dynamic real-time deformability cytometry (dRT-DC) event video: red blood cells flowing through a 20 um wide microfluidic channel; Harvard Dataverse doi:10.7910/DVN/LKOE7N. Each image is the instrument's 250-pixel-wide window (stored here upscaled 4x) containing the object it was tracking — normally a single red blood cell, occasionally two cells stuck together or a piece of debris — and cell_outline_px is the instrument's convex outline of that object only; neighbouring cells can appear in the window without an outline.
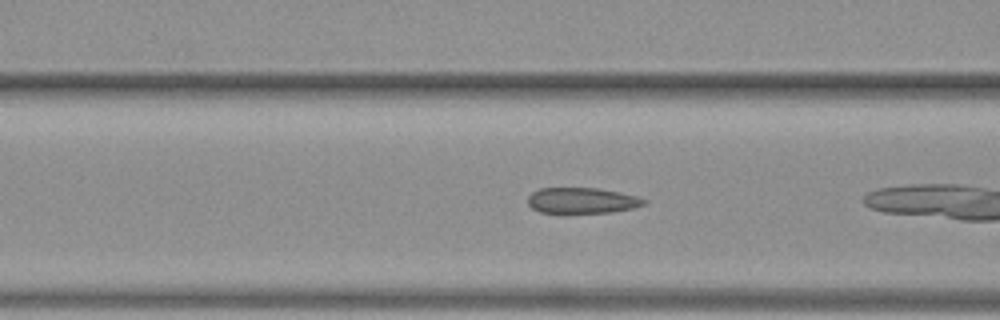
{"species": "common noctule bat (a hibernating species)", "species_latin": "Nyctalus noctula", "temperature_condition": "warm", "stored_images_in_passage": 28, "camera_frame_rate_fps": 3000, "um_per_image_px": 0.085, "animal": {"sex": "female", "body_mass_g": 19.3, "forearm_length_mm": 54.1}, "frame": {"image": 1, "passage_image": 5, "time_ms": 1.333, "image_size_px": [1000, 320], "cell_outline_px": [[648, 200], [644, 204], [632, 208], [612, 212], [560, 216], [540, 212], [532, 208], [528, 204], [528, 196], [532, 192], [540, 188], [596, 188], [620, 192], [636, 196]], "centroid_in_image_um": [49.41, 17.09], "position_along_channel_um": 117.2, "area_um2": 18.26}}